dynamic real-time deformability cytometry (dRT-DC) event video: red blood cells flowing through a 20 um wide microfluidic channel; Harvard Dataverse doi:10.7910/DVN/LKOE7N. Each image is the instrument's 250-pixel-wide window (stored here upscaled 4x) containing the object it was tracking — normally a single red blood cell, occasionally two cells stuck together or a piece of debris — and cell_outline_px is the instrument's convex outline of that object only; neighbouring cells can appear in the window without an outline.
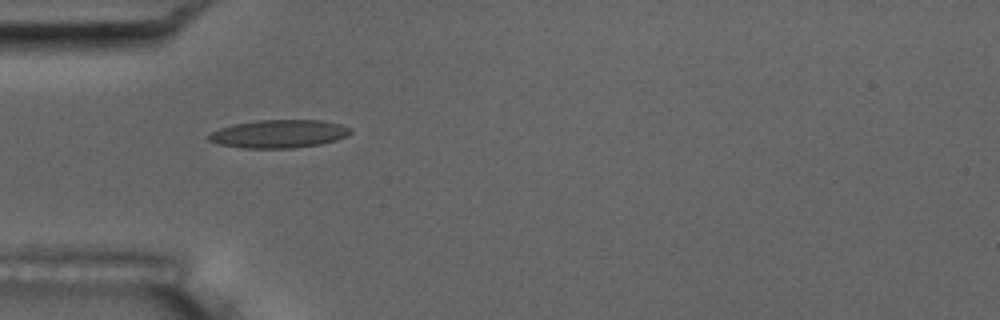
{"species": "common noctule bat (a hibernating species)", "species_latin": "Nyctalus noctula", "temperature_condition": "room temperature", "stored_images_in_passage": 5, "camera_frame_rate_fps": 3000, "um_per_image_px": 0.085, "animal": {"sex": "male", "body_mass_g": 17.5, "forearm_length_mm": 52.3}, "frame": {"image": 1, "passage_image": 1, "time_ms": 0.0, "image_size_px": [1000, 320], "cell_outline_px": [[352, 132], [348, 136], [336, 140], [320, 144], [292, 148], [240, 148], [220, 144], [208, 140], [204, 136], [220, 128], [232, 124], [256, 120], [320, 120], [340, 124], [352, 128]], "centroid_in_image_um": [23.69, 11.37], "position_along_channel_um": 61.3, "area_um2": 23.41}}
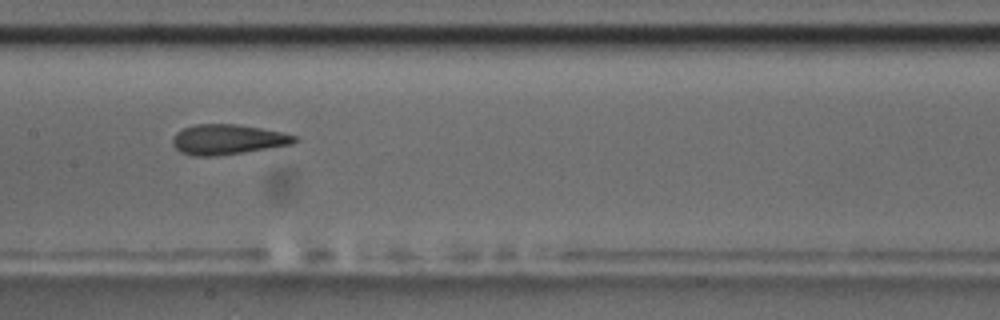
{"frame": {"image": 2, "passage_image": 4, "time_ms": 3.667, "image_size_px": [1000, 320], "cell_outline_px": [[300, 140], [292, 144], [244, 152], [216, 156], [196, 156], [180, 152], [172, 144], [172, 136], [176, 132], [192, 124], [236, 124], [284, 132], [296, 136]], "centroid_in_image_um": [19.34, 11.85], "position_along_channel_um": 188.1, "area_um2": 21.5}}
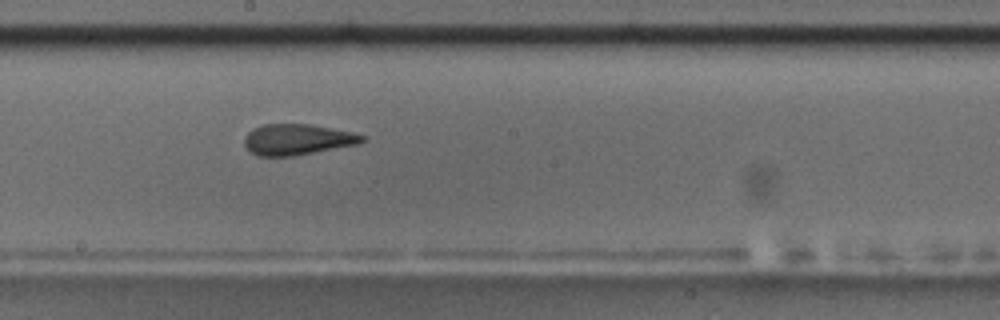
{"frame": {"image": 3, "passage_image": 5, "time_ms": 4.667, "image_size_px": [1000, 320], "cell_outline_px": [[368, 136], [364, 140], [356, 144], [292, 156], [256, 156], [244, 144], [244, 136], [252, 128], [264, 124], [308, 124], [352, 132]], "centroid_in_image_um": [25.23, 11.85], "position_along_channel_um": 223.0, "area_um2": 20.98}}